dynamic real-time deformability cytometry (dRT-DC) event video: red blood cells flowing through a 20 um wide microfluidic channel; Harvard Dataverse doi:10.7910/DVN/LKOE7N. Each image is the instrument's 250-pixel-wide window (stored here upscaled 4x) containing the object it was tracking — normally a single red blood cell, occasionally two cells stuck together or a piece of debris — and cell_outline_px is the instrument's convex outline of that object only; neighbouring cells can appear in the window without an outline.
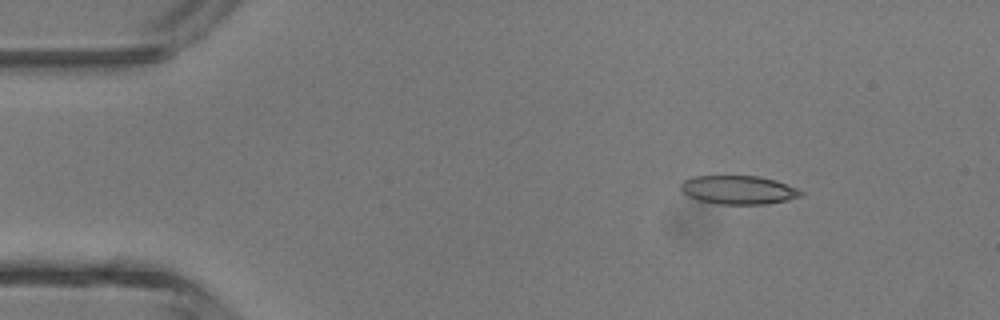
{"species": "common noctule bat (a hibernating species)", "species_latin": "Nyctalus noctula", "temperature_condition": "room temperature", "stored_images_in_passage": 4, "camera_frame_rate_fps": 3000, "um_per_image_px": 0.085, "animal": {"sex": "male", "body_mass_g": 13.3}, "frame": {"image": 1, "passage_image": 2, "time_ms": 1.333, "image_size_px": [1000, 320], "cell_outline_px": [[804, 192], [800, 196], [788, 200], [768, 204], [716, 204], [700, 200], [688, 196], [680, 188], [680, 184], [684, 180], [692, 176], [760, 176], [776, 180], [796, 188]], "centroid_in_image_um": [62.77, 16.14], "position_along_channel_um": 22.2, "area_um2": 20.06}}
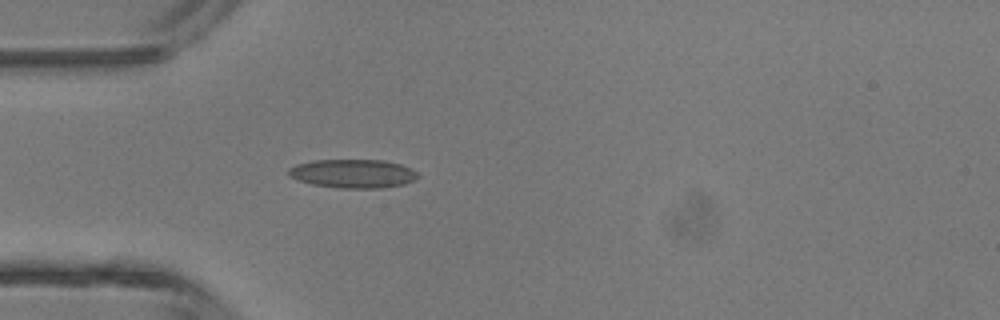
{"frame": {"image": 2, "passage_image": 4, "time_ms": 3.667, "image_size_px": [1000, 320], "cell_outline_px": [[420, 176], [404, 184], [384, 188], [336, 188], [312, 184], [288, 176], [288, 168], [296, 164], [312, 160], [384, 160], [400, 164], [416, 172]], "centroid_in_image_um": [29.97, 14.75], "position_along_channel_um": 55.0, "area_um2": 21.62}}